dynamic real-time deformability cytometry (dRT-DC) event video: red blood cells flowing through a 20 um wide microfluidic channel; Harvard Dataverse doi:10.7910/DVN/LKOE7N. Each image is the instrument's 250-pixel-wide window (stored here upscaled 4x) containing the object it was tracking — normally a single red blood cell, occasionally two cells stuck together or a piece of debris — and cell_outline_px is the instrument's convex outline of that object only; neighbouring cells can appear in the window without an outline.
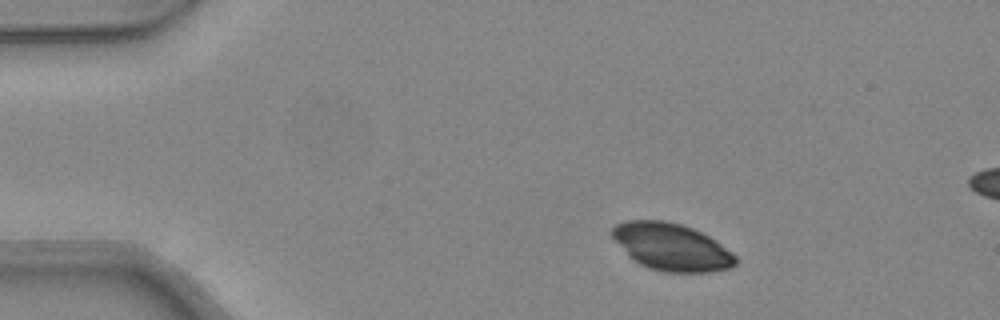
{"species": "common noctule bat (a hibernating species)", "species_latin": "Nyctalus noctula", "temperature_condition": "warm", "stored_images_in_passage": 16, "camera_frame_rate_fps": 3000, "um_per_image_px": 0.085, "animal": {"sex": "female", "body_mass_g": 24.6, "forearm_length_mm": 56.2}, "frame": {"image": 1, "passage_image": 1, "time_ms": 0.0, "image_size_px": [1000, 320], "cell_outline_px": [[736, 264], [732, 268], [708, 272], [664, 272], [648, 268], [632, 260], [628, 256], [612, 236], [612, 228], [616, 224], [628, 220], [664, 220], [680, 224], [692, 228], [716, 240], [732, 252], [736, 256]], "centroid_in_image_um": [57.08, 21.0], "position_along_channel_um": 27.9, "area_um2": 33.99}}